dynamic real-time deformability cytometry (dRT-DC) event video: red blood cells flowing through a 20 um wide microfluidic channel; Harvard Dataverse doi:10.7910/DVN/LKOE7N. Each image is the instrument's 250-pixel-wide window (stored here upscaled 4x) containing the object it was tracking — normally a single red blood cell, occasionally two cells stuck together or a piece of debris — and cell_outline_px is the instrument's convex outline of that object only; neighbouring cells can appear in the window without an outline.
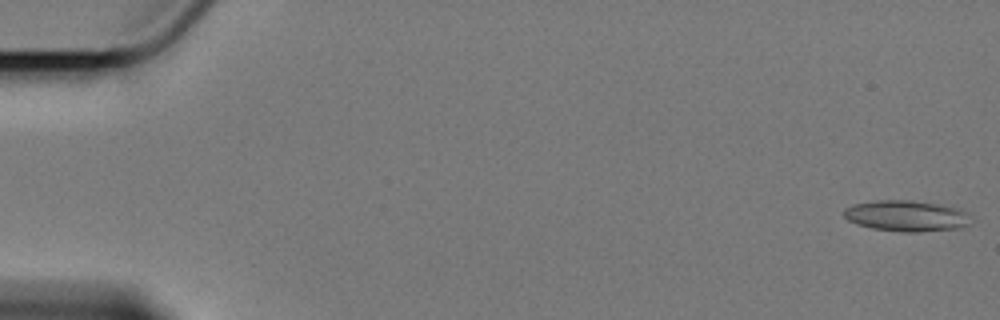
{"species": "Egyptian fruit bat (a non-hibernating species)", "species_latin": "Rousettus aegyptiacus", "temperature_condition": "cold", "stored_images_in_passage": 61, "camera_frame_rate_fps": 3000, "um_per_image_px": 0.085, "animal": {"sex": "female"}, "frame": {"image": 1, "passage_image": 2, "time_ms": 0.333, "image_size_px": [1000, 320], "cell_outline_px": [[968, 224], [960, 228], [920, 232], [900, 232], [872, 228], [856, 224], [848, 220], [844, 216], [844, 208], [856, 204], [876, 200], [912, 200], [960, 208], [968, 212]], "centroid_in_image_um": [77.04, 18.35], "position_along_channel_um": 8.0, "area_um2": 22.89}}
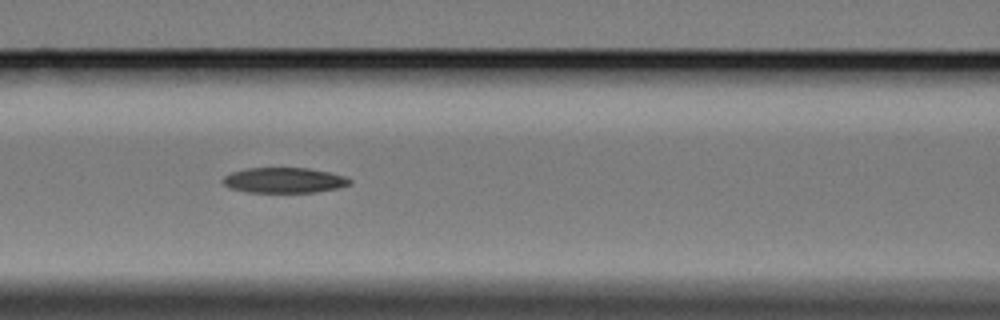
{"frame": {"image": 2, "passage_image": 27, "time_ms": 8.667, "image_size_px": [1000, 320], "cell_outline_px": [[352, 184], [340, 188], [316, 192], [248, 192], [228, 188], [220, 180], [224, 176], [232, 172], [248, 168], [308, 168], [348, 176], [352, 180]], "centroid_in_image_um": [24.18, 15.32], "position_along_channel_um": 142.4, "area_um2": 18.96}}
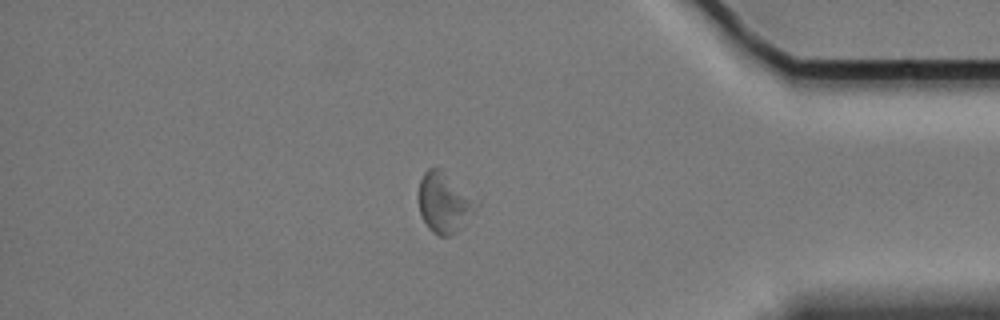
{"frame": {"image": 3, "passage_image": 52, "time_ms": 17.0, "image_size_px": [1000, 320], "cell_outline_px": [[480, 204], [460, 228], [452, 236], [440, 236], [432, 232], [428, 228], [420, 212], [416, 196], [420, 180], [424, 172], [428, 168], [440, 168]], "centroid_in_image_um": [37.71, 17.23], "position_along_channel_um": 397.5, "area_um2": 20.11}}